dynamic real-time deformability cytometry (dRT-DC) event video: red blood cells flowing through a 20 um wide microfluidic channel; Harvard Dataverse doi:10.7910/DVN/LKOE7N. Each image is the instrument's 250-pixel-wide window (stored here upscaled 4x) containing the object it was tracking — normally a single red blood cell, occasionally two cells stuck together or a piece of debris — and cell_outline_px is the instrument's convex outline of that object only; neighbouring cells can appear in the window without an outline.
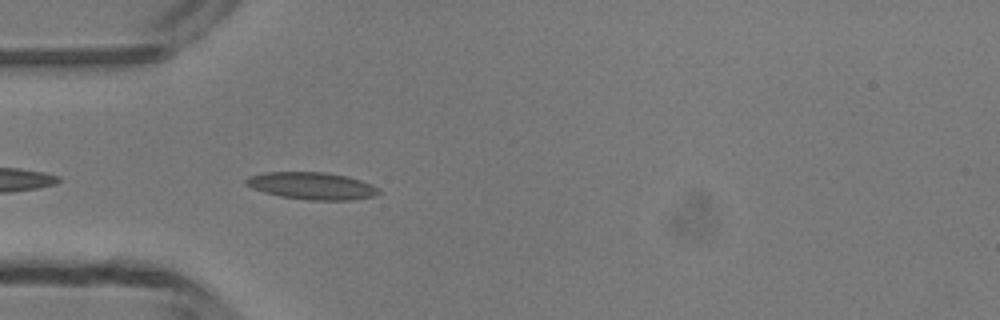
{"species": "common noctule bat (a hibernating species)", "species_latin": "Nyctalus noctula", "temperature_condition": "room temperature", "stored_images_in_passage": 23, "camera_frame_rate_fps": 3000, "um_per_image_px": 0.085, "animal": {"sex": "male", "body_mass_g": 13.3}, "frame": {"image": 1, "passage_image": 3, "time_ms": 0.667, "image_size_px": [1000, 320], "cell_outline_px": [[380, 192], [376, 196], [352, 200], [308, 200], [280, 196], [264, 192], [252, 188], [244, 184], [244, 180], [248, 176], [268, 172], [324, 172], [348, 176], [372, 184], [380, 188]], "centroid_in_image_um": [26.53, 15.8], "position_along_channel_um": 58.5, "area_um2": 21.21}}
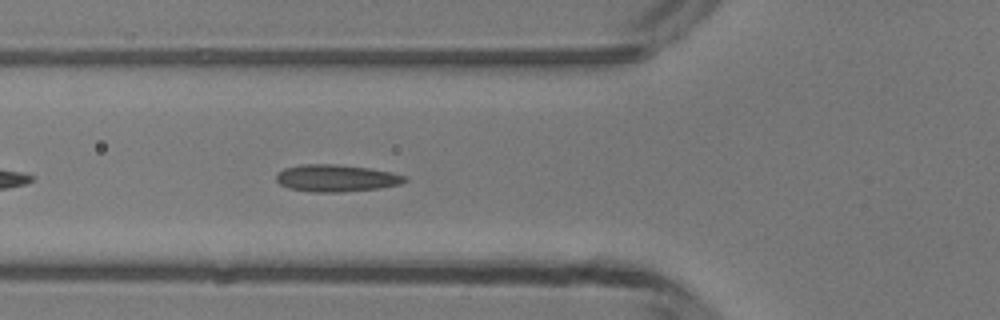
{"frame": {"image": 2, "passage_image": 6, "time_ms": 1.667, "image_size_px": [1000, 320], "cell_outline_px": [[408, 180], [400, 184], [380, 188], [340, 192], [312, 192], [288, 188], [280, 184], [276, 180], [276, 176], [284, 168], [300, 164], [336, 164], [368, 168], [392, 172], [408, 176]], "centroid_in_image_um": [28.6, 15.14], "position_along_channel_um": 97.2, "area_um2": 20.35}}
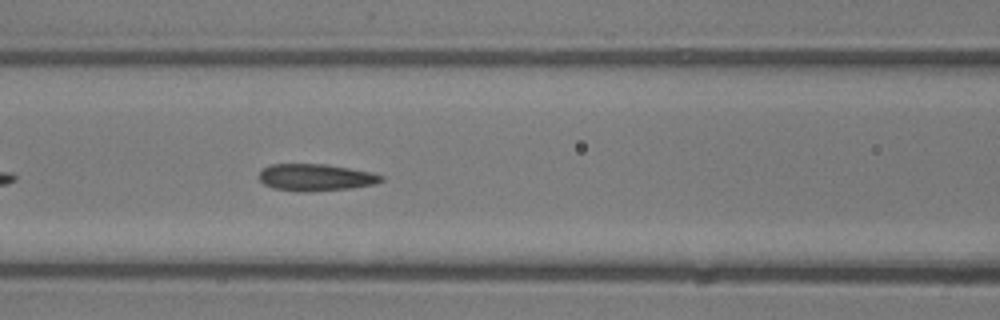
{"frame": {"image": 3, "passage_image": 9, "time_ms": 2.667, "image_size_px": [1000, 320], "cell_outline_px": [[384, 180], [376, 184], [352, 188], [308, 192], [304, 192], [272, 188], [264, 184], [260, 180], [260, 172], [268, 164], [324, 164], [372, 172], [384, 176]], "centroid_in_image_um": [26.86, 15.08], "position_along_channel_um": 139.7, "area_um2": 19.25}}